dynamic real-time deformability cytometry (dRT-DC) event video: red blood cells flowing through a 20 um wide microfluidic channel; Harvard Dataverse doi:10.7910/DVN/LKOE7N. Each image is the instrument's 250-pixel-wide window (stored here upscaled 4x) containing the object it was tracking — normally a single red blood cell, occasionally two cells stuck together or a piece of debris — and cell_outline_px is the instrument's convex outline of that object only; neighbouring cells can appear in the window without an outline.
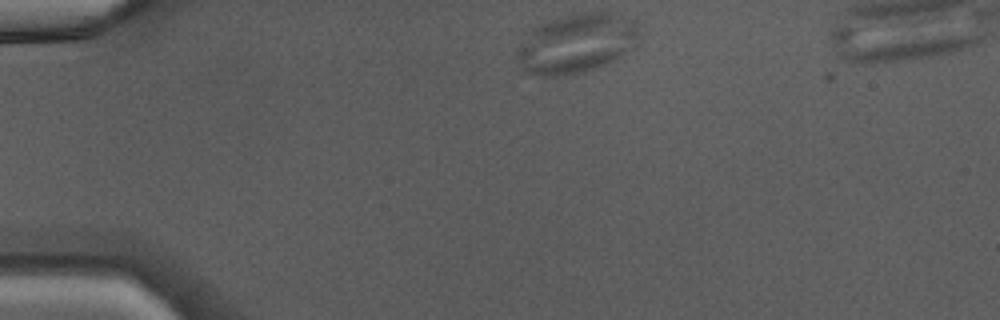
{"species": "Egyptian fruit bat (a non-hibernating species)", "species_latin": "Rousettus aegyptiacus", "temperature_condition": "warm", "stored_images_in_passage": 36, "camera_frame_rate_fps": 3000, "um_per_image_px": 0.085, "animal": {"sex": "male"}, "frame": {"image": 1, "passage_image": 1, "time_ms": 0.0, "image_size_px": [1000, 320], "cell_outline_px": [[640, 40], [624, 52], [612, 60], [604, 64], [580, 72], [556, 76], [540, 76], [524, 72], [516, 56], [516, 48], [532, 28], [560, 16], [580, 12], [608, 12], [636, 20], [640, 36]], "centroid_in_image_um": [48.97, 3.66], "position_along_channel_um": 36.0, "area_um2": 42.08}}
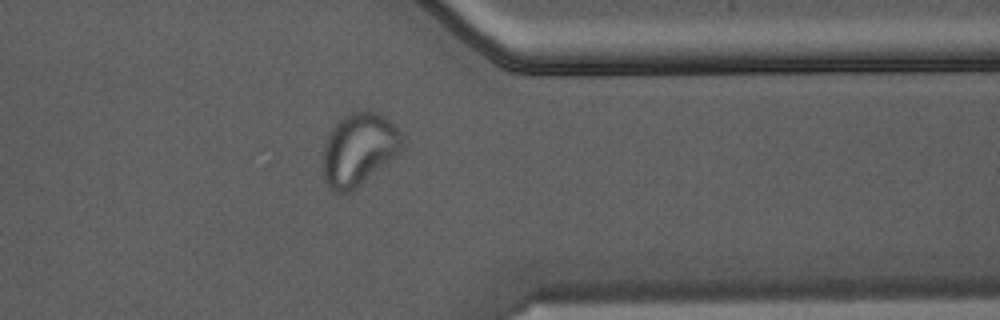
{"frame": {"image": 2, "passage_image": 28, "time_ms": 9.0, "image_size_px": [1000, 320], "cell_outline_px": [[404, 148], [396, 156], [360, 184], [348, 192], [336, 192], [328, 188], [324, 180], [324, 140], [332, 128], [348, 112], [376, 112], [384, 116], [404, 136]], "centroid_in_image_um": [30.51, 12.68], "position_along_channel_um": 380.9, "area_um2": 33.18}}
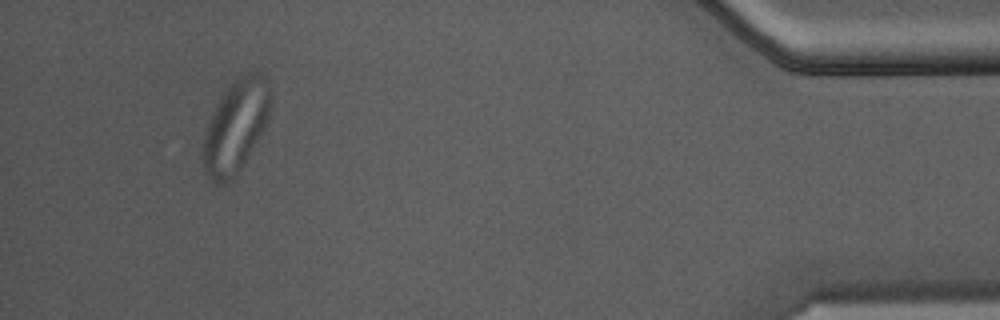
{"frame": {"image": 3, "passage_image": 34, "time_ms": 11.0, "image_size_px": [1000, 320], "cell_outline_px": [[272, 108], [268, 120], [264, 128], [244, 164], [232, 180], [228, 184], [216, 184], [212, 180], [204, 168], [200, 160], [200, 152], [204, 132], [208, 120], [216, 104], [224, 92], [236, 76], [244, 72], [256, 68], [268, 80], [272, 92]], "centroid_in_image_um": [20.04, 10.69], "position_along_channel_um": 415.2, "area_um2": 37.74}}